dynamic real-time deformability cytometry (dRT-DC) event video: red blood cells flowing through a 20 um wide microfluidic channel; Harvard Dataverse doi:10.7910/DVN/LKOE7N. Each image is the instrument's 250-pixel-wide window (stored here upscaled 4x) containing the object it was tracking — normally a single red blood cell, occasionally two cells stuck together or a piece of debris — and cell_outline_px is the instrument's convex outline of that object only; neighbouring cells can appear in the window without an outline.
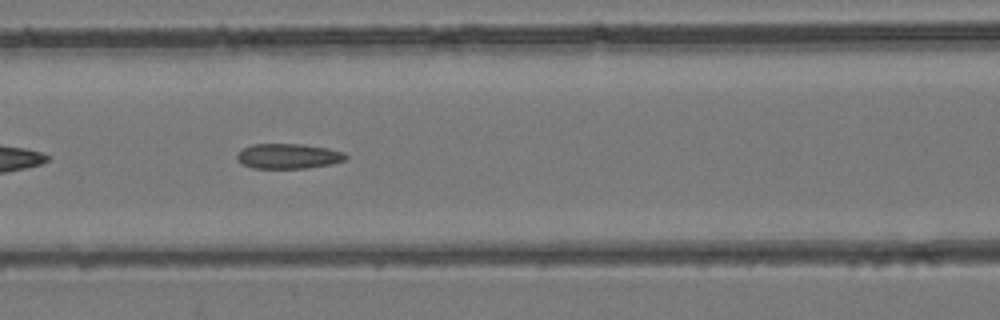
{"species": "common noctule bat (a hibernating species)", "species_latin": "Nyctalus noctula", "temperature_condition": "room temperature", "stored_images_in_passage": 29, "camera_frame_rate_fps": 3000, "um_per_image_px": 0.085, "animal": {"sex": "female", "body_mass_g": 24.6, "forearm_length_mm": 56.2}, "frame": {"image": 1, "passage_image": 5, "time_ms": 1.333, "image_size_px": [1000, 320], "cell_outline_px": [[348, 156], [344, 160], [332, 164], [308, 168], [252, 168], [240, 164], [236, 160], [236, 152], [252, 144], [300, 144], [328, 148], [344, 152]], "centroid_in_image_um": [24.46, 13.28], "position_along_channel_um": 142.1, "area_um2": 16.07}}
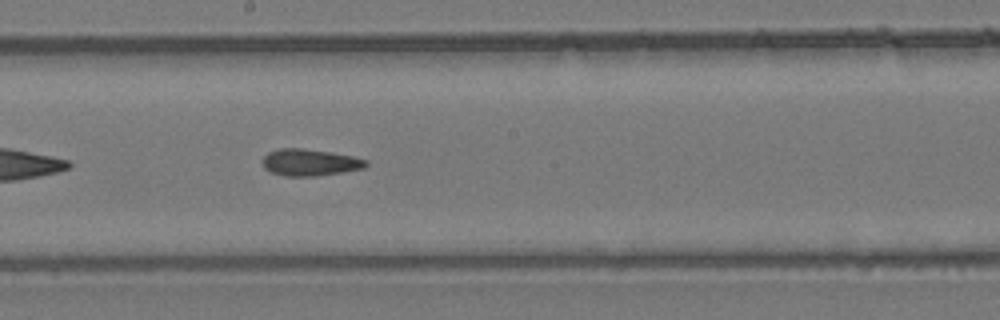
{"frame": {"image": 2, "passage_image": 10, "time_ms": 3.0, "image_size_px": [1000, 320], "cell_outline_px": [[368, 164], [364, 168], [316, 176], [284, 176], [272, 172], [264, 168], [260, 160], [268, 152], [280, 148], [304, 148], [352, 156], [368, 160]], "centroid_in_image_um": [26.29, 13.8], "position_along_channel_um": 221.9, "area_um2": 16.13}}
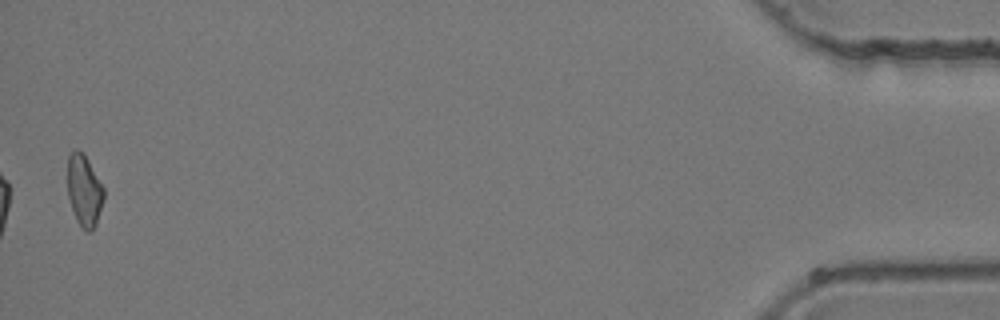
{"frame": {"image": 3, "passage_image": 29, "time_ms": 9.333, "image_size_px": [1000, 320], "cell_outline_px": [[104, 200], [96, 224], [92, 232], [84, 232], [76, 220], [68, 196], [68, 156], [76, 148], [88, 160], [104, 188]], "centroid_in_image_um": [7.17, 16.26], "position_along_channel_um": 428.0, "area_um2": 15.09}}